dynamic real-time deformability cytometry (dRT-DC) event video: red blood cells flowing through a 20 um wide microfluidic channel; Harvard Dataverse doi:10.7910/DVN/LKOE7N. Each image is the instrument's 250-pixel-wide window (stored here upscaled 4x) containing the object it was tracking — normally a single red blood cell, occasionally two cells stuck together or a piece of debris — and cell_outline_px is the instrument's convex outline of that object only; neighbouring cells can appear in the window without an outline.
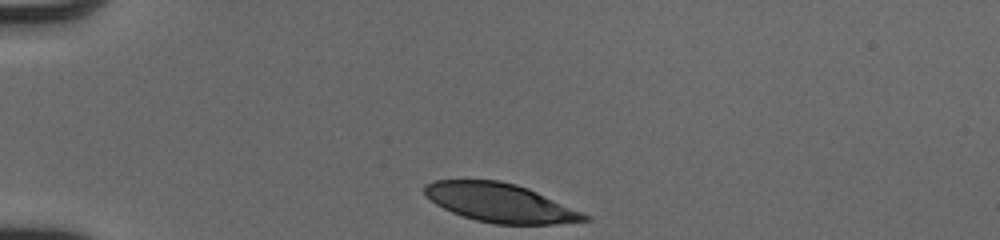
{"species": "human", "species_latin": "Homo sapiens", "temperature_condition": "cold", "stored_images_in_passage": 32, "camera_frame_rate_fps": 3000, "um_per_image_px": 0.085, "donor": {"sex": "male"}, "frame": {"image": 1, "passage_image": 1, "time_ms": 0.0, "image_size_px": [1000, 240], "cell_outline_px": [[592, 220], [552, 224], [496, 224], [476, 220], [452, 212], [436, 204], [424, 196], [424, 184], [432, 180], [500, 180], [516, 184], [528, 188], [592, 216]], "centroid_in_image_um": [42.51, 17.23], "position_along_channel_um": 42.5, "area_um2": 36.18}}
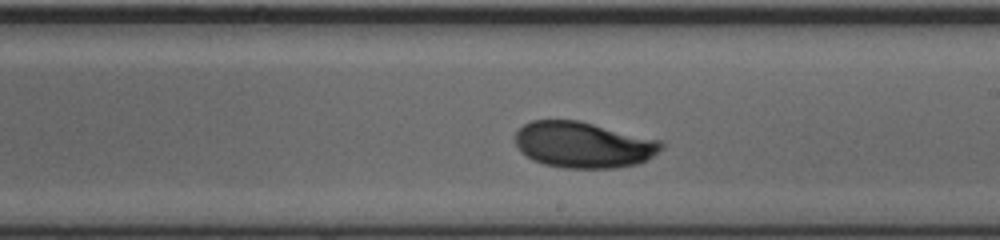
{"frame": {"image": 2, "passage_image": 19, "time_ms": 6.0, "image_size_px": [1000, 240], "cell_outline_px": [[664, 148], [648, 160], [636, 164], [616, 168], [564, 168], [544, 164], [532, 160], [520, 152], [516, 144], [516, 132], [524, 124], [532, 120], [580, 120], [664, 140]], "centroid_in_image_um": [49.64, 12.3], "position_along_channel_um": 239.4, "area_um2": 39.82}}
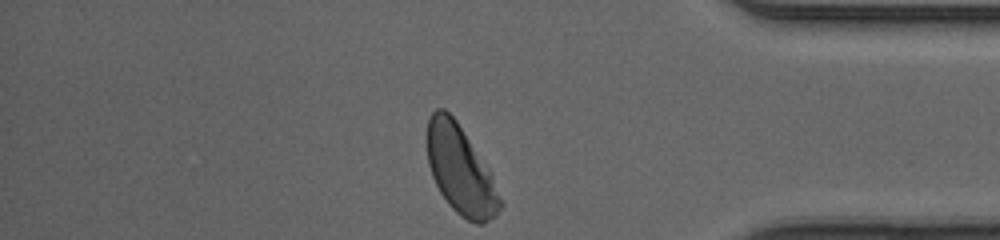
{"frame": {"image": 3, "passage_image": 32, "time_ms": 10.333, "image_size_px": [1000, 240], "cell_outline_px": [[504, 204], [496, 216], [484, 224], [476, 224], [460, 216], [448, 204], [440, 192], [432, 176], [428, 164], [424, 136], [428, 120], [432, 112], [436, 108], [444, 108], [456, 120], [488, 168], [492, 176]], "centroid_in_image_um": [39.11, 14.45], "position_along_channel_um": 396.1, "area_um2": 38.03}, "authors_computed_cell_mechanics": {"area_um2": 39.0728, "velocity_mm_per_s": 4.0487, "shape_relaxation_time_tau1_ms": 2.6324, "shape_relaxation_time_tau2_ms": null, "deformation_change_tau1": 0.1497, "deformation_change_tau2": null}}